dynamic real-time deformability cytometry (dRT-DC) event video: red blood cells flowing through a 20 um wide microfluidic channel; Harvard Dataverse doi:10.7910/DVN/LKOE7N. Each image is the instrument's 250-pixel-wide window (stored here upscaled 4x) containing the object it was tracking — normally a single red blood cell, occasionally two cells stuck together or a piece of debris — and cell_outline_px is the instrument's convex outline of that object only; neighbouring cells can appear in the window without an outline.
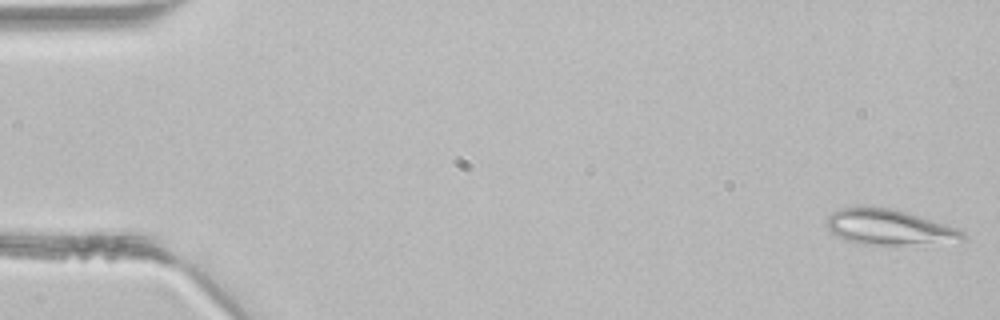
{"species": "common noctule bat (a hibernating species)", "species_latin": "Nyctalus noctula", "temperature_condition": "room temperature", "stored_images_in_passage": 45, "camera_frame_rate_fps": 3000, "um_per_image_px": 0.085, "animal": {"sex": "male", "body_mass_g": 21.5, "forearm_length_mm": 52.0}, "frame": {"image": 1, "passage_image": 1, "time_ms": 0.0, "image_size_px": [1000, 320], "cell_outline_px": [[968, 240], [904, 244], [864, 244], [844, 240], [836, 236], [828, 228], [828, 216], [832, 212], [856, 204], [896, 208], [956, 228], [964, 232], [968, 236]], "centroid_in_image_um": [75.54, 19.27], "position_along_channel_um": 9.5, "area_um2": 28.21}}
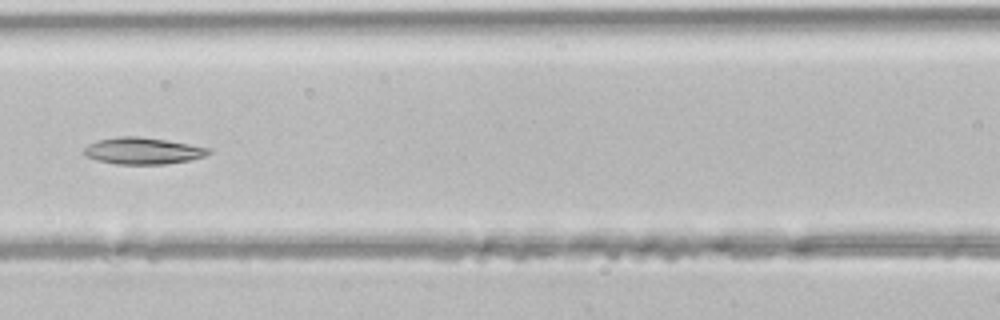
{"frame": {"image": 2, "passage_image": 20, "time_ms": 6.333, "image_size_px": [1000, 320], "cell_outline_px": [[212, 152], [204, 156], [188, 160], [164, 164], [116, 164], [96, 160], [84, 156], [84, 148], [88, 144], [96, 140], [116, 136], [140, 136], [212, 148]], "centroid_in_image_um": [12.1, 12.81], "position_along_channel_um": 154.5, "area_um2": 19.42}}
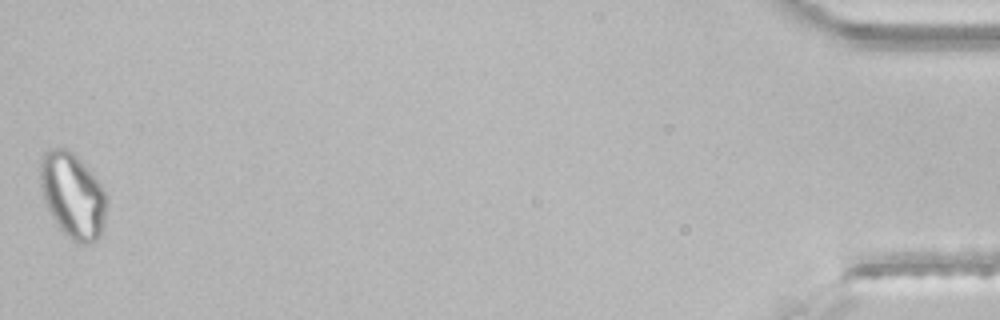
{"frame": {"image": 3, "passage_image": 45, "time_ms": 14.667, "image_size_px": [1000, 320], "cell_outline_px": [[108, 200], [104, 220], [100, 236], [92, 244], [76, 244], [64, 236], [52, 216], [44, 200], [40, 184], [40, 160], [44, 152], [48, 148], [64, 148], [72, 152], [80, 160], [104, 188]], "centroid_in_image_um": [6.18, 16.65], "position_along_channel_um": 429.0, "area_um2": 33.29}}